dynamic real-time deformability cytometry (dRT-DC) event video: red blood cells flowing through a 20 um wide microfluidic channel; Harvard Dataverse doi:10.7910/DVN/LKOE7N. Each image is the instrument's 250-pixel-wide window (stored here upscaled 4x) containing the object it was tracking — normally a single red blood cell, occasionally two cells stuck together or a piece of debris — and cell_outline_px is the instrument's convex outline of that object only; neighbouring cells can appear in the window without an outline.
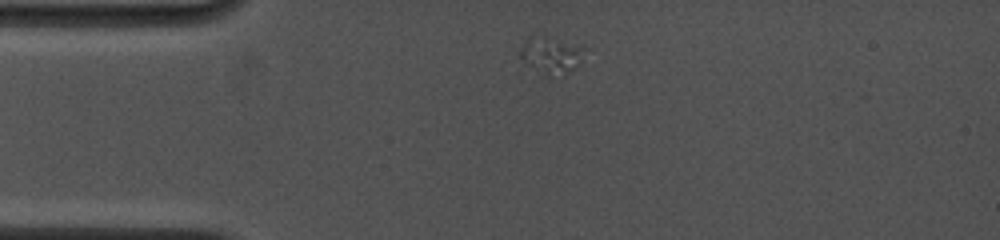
{"species": "common noctule bat (a hibernating species)", "species_latin": "Nyctalus noctula", "temperature_condition": "cold", "stored_images_in_passage": 2, "camera_frame_rate_fps": 4500, "um_per_image_px": 0.085, "animal": {"sex": "female", "body_mass_g": 19.0, "forearm_length_mm": 53.3}, "frame": {"image": 1, "passage_image": 1, "time_ms": 0.0, "image_size_px": [1000, 240], "cell_outline_px": [[592, 48], [580, 64], [576, 68], [564, 76], [548, 76], [520, 60], [520, 48], [528, 36], [544, 36]], "centroid_in_image_um": [46.95, 4.69], "position_along_channel_um": 38.0, "area_um2": 14.39}}